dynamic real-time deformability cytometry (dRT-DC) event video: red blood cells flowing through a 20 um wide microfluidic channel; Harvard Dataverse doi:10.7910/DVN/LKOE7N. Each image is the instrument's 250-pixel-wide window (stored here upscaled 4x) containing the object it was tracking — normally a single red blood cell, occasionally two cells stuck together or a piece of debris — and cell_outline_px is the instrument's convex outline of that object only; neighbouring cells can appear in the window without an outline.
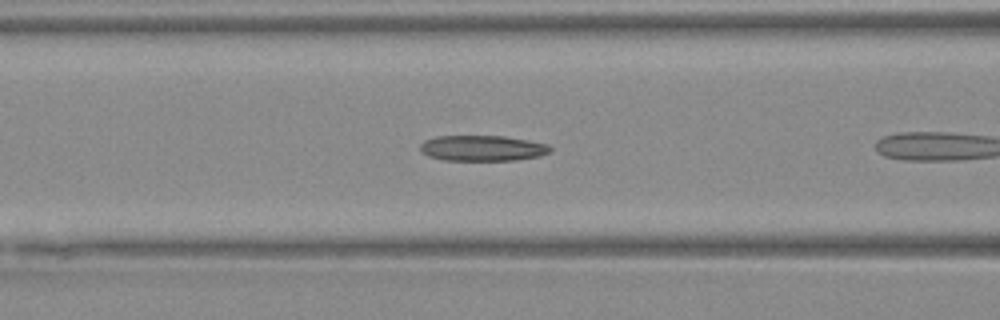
{"species": "Egyptian fruit bat (a non-hibernating species)", "species_latin": "Rousettus aegyptiacus", "temperature_condition": "warm", "stored_images_in_passage": 10, "camera_frame_rate_fps": 3000, "um_per_image_px": 0.085, "animal": {"sex": "female"}, "frame": {"image": 1, "passage_image": 6, "time_ms": 1.667, "image_size_px": [1000, 320], "cell_outline_px": [[552, 152], [540, 156], [516, 160], [444, 160], [428, 156], [420, 152], [420, 144], [424, 140], [436, 136], [504, 136], [528, 140], [548, 144], [552, 148]], "centroid_in_image_um": [41.01, 12.59], "position_along_channel_um": 125.6, "area_um2": 19.59}}